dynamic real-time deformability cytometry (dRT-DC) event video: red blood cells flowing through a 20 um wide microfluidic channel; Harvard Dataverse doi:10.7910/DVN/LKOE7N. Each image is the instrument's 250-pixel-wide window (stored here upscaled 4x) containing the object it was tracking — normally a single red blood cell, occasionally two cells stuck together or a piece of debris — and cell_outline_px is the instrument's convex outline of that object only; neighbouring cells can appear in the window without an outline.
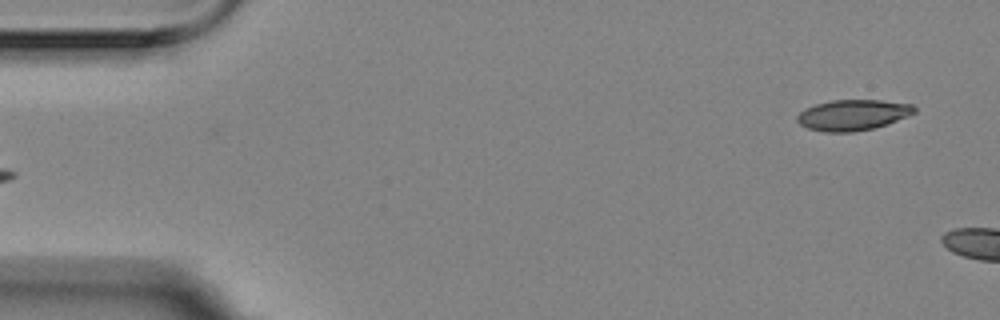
{"species": "Egyptian fruit bat (a non-hibernating species)", "species_latin": "Rousettus aegyptiacus", "temperature_condition": "room temperature", "stored_images_in_passage": 5, "camera_frame_rate_fps": 3000, "um_per_image_px": 0.085, "animal": {"sex": "female"}, "frame": {"image": 1, "passage_image": 5, "time_ms": 1.333, "image_size_px": [1000, 320], "cell_outline_px": [[916, 112], [908, 116], [872, 128], [852, 132], [824, 132], [808, 128], [800, 124], [796, 120], [796, 116], [804, 108], [816, 104], [832, 100], [880, 100], [912, 104], [916, 108]], "centroid_in_image_um": [72.46, 9.76], "position_along_channel_um": 12.5, "area_um2": 20.87}}